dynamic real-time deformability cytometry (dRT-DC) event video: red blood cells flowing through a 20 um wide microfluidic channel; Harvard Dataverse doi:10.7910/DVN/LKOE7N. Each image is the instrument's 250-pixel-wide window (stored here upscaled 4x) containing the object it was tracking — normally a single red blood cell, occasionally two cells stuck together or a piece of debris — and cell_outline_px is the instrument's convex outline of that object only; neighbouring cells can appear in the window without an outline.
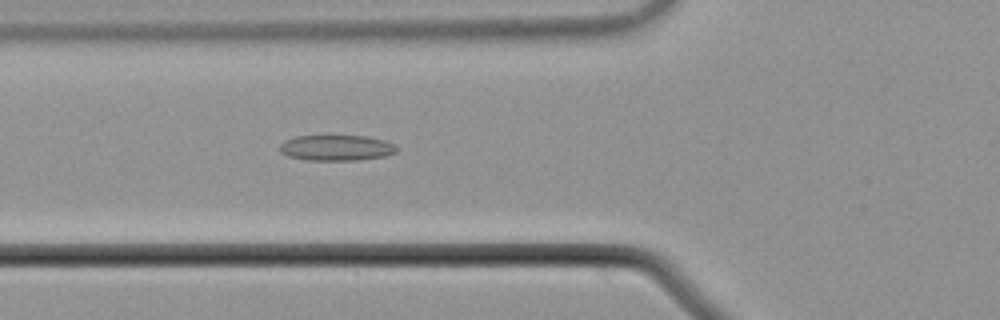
{"species": "common noctule bat (a hibernating species)", "species_latin": "Nyctalus noctula", "temperature_condition": "cold", "stored_images_in_passage": 47, "camera_frame_rate_fps": 3000, "um_per_image_px": 0.085, "animal": {"sex": "male", "body_mass_g": 21.5, "forearm_length_mm": 52.0}, "frame": {"image": 1, "passage_image": 12, "time_ms": 3.667, "image_size_px": [1000, 320], "cell_outline_px": [[400, 148], [396, 152], [384, 156], [356, 160], [304, 160], [288, 156], [280, 152], [280, 144], [284, 140], [296, 136], [368, 136], [384, 140]], "centroid_in_image_um": [28.58, 12.56], "position_along_channel_um": 97.2, "area_um2": 17.51}}
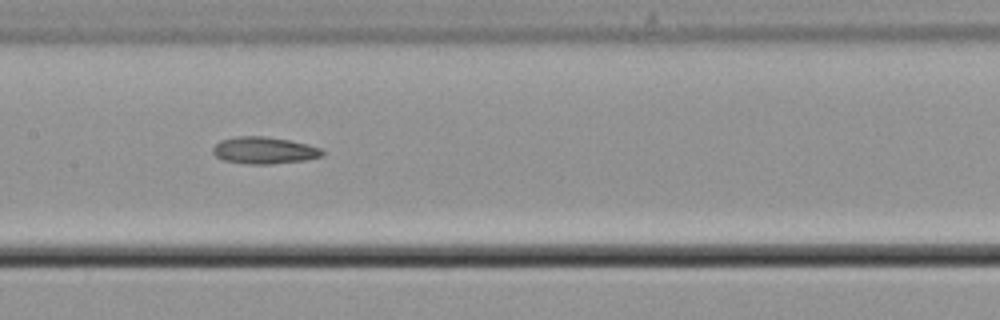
{"frame": {"image": 2, "passage_image": 19, "time_ms": 6.0, "image_size_px": [1000, 320], "cell_outline_px": [[324, 156], [304, 160], [268, 164], [248, 164], [224, 160], [216, 156], [212, 152], [212, 148], [220, 140], [236, 136], [264, 136], [288, 140], [308, 144], [320, 148], [324, 152]], "centroid_in_image_um": [22.44, 12.77], "position_along_channel_um": 185.0, "area_um2": 17.11}}
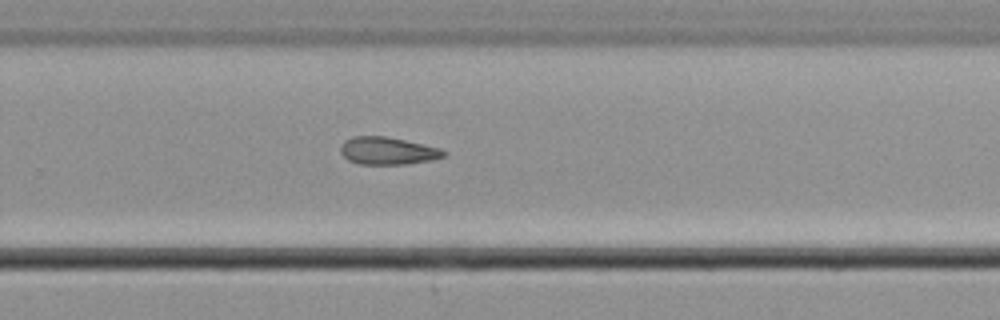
{"frame": {"image": 3, "passage_image": 28, "time_ms": 9.0, "image_size_px": [1000, 320], "cell_outline_px": [[448, 152], [444, 156], [432, 160], [404, 164], [360, 164], [348, 160], [340, 152], [340, 148], [344, 140], [352, 136], [388, 136], [440, 148]], "centroid_in_image_um": [32.94, 12.81], "position_along_channel_um": 296.9, "area_um2": 16.59}}